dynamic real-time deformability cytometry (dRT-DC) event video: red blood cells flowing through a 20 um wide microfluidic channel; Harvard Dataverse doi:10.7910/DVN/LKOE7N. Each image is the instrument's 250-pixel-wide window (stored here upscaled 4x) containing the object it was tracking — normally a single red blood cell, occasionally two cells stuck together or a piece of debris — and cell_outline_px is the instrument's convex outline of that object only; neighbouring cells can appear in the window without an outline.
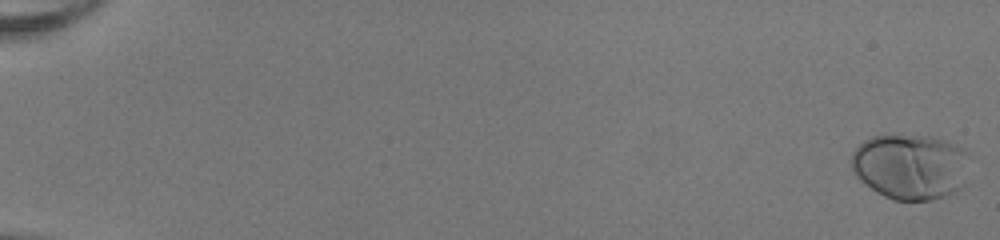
{"species": "human", "species_latin": "Homo sapiens", "temperature_condition": "room temperature", "stored_images_in_passage": 53, "camera_frame_rate_fps": 3000, "um_per_image_px": 0.085, "donor": {"sex": "female"}, "frame": {"image": 1, "passage_image": 1, "time_ms": 0.0, "image_size_px": [1000, 240], "cell_outline_px": [[964, 152], [960, 188], [956, 192], [948, 196], [932, 200], [892, 200], [876, 192], [860, 180], [856, 176], [852, 168], [852, 152], [864, 140], [872, 136], [932, 136], [944, 140], [964, 148]], "centroid_in_image_um": [77.29, 14.17], "position_along_channel_um": 7.7, "area_um2": 44.22}}
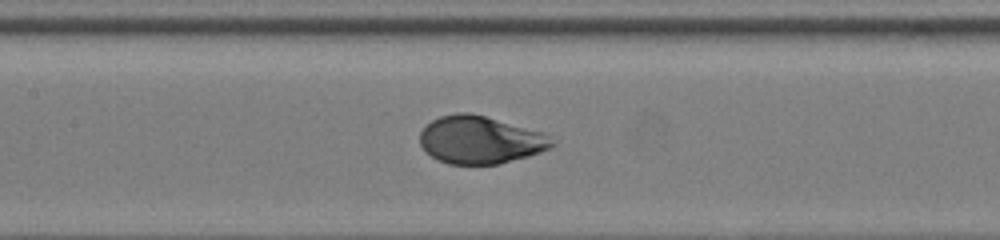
{"frame": {"image": 2, "passage_image": 28, "time_ms": 9.0, "image_size_px": [1000, 240], "cell_outline_px": [[556, 144], [552, 148], [528, 156], [500, 164], [448, 164], [432, 156], [420, 144], [420, 132], [432, 120], [440, 116], [460, 112], [468, 112], [484, 116], [544, 132]], "centroid_in_image_um": [40.84, 11.89], "position_along_channel_um": 166.6, "area_um2": 36.47}}
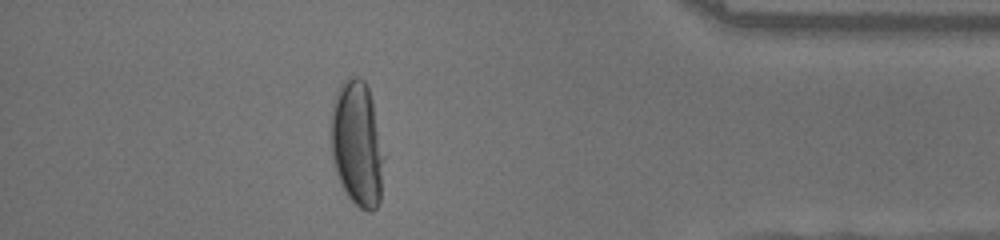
{"frame": {"image": 3, "passage_image": 48, "time_ms": 15.667, "image_size_px": [1000, 240], "cell_outline_px": [[384, 156], [380, 200], [376, 208], [372, 212], [368, 212], [360, 208], [344, 192], [340, 184], [332, 160], [332, 104], [336, 92], [340, 84], [348, 76], [356, 76], [364, 80], [368, 88], [372, 100]], "centroid_in_image_um": [30.35, 12.23], "position_along_channel_um": 404.8, "area_um2": 38.73}}